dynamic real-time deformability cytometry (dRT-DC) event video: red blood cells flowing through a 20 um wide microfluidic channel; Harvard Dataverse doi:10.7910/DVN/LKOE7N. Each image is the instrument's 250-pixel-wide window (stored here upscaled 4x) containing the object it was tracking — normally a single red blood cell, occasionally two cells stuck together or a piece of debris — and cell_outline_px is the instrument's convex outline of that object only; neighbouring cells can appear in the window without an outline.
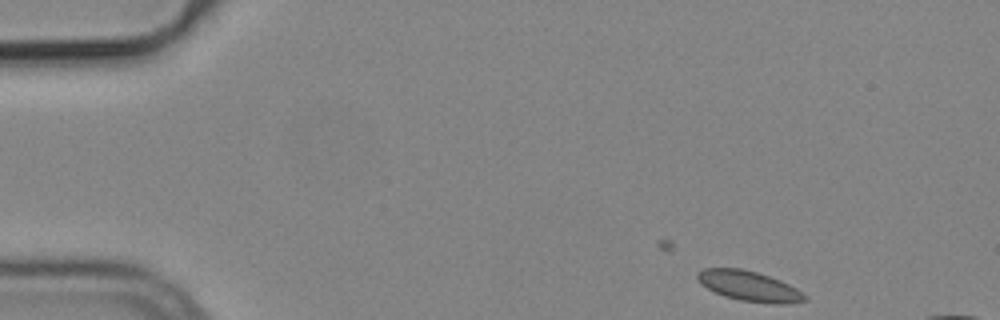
{"species": "common noctule bat (a hibernating species)", "species_latin": "Nyctalus noctula", "temperature_condition": "cold", "stored_images_in_passage": 4, "camera_frame_rate_fps": 3000, "um_per_image_px": 0.085, "animal": {"sex": "male", "body_mass_g": 19.2, "forearm_length_mm": 51.8}, "frame": {"image": 1, "passage_image": 1, "time_ms": 0.0, "image_size_px": [1000, 320], "cell_outline_px": [[808, 300], [784, 304], [776, 304], [740, 300], [724, 296], [700, 284], [696, 276], [696, 272], [704, 268], [740, 268], [756, 272], [780, 280], [796, 288], [808, 296]], "centroid_in_image_um": [63.67, 24.31], "position_along_channel_um": 21.3, "area_um2": 18.79}}